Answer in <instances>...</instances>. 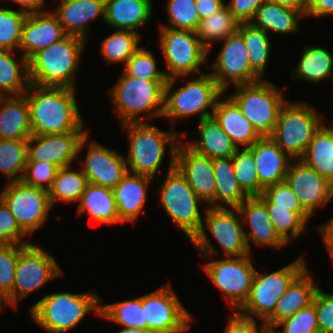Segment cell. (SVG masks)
I'll list each match as a JSON object with an SVG mask.
<instances>
[{"instance_id":"1","label":"cell","mask_w":333,"mask_h":333,"mask_svg":"<svg viewBox=\"0 0 333 333\" xmlns=\"http://www.w3.org/2000/svg\"><path fill=\"white\" fill-rule=\"evenodd\" d=\"M75 89L30 84L24 93L33 135L89 132L84 128Z\"/></svg>"},{"instance_id":"2","label":"cell","mask_w":333,"mask_h":333,"mask_svg":"<svg viewBox=\"0 0 333 333\" xmlns=\"http://www.w3.org/2000/svg\"><path fill=\"white\" fill-rule=\"evenodd\" d=\"M87 40L66 35L60 41L35 53L29 60V79L38 86L75 89L76 74Z\"/></svg>"},{"instance_id":"3","label":"cell","mask_w":333,"mask_h":333,"mask_svg":"<svg viewBox=\"0 0 333 333\" xmlns=\"http://www.w3.org/2000/svg\"><path fill=\"white\" fill-rule=\"evenodd\" d=\"M32 320L48 333H68L90 311L100 317L101 298L91 290L85 293L46 294L29 307Z\"/></svg>"},{"instance_id":"4","label":"cell","mask_w":333,"mask_h":333,"mask_svg":"<svg viewBox=\"0 0 333 333\" xmlns=\"http://www.w3.org/2000/svg\"><path fill=\"white\" fill-rule=\"evenodd\" d=\"M167 80H144L128 75L124 70L109 90L110 100L121 119L120 123L144 122L163 116ZM145 113L144 118L139 117Z\"/></svg>"},{"instance_id":"5","label":"cell","mask_w":333,"mask_h":333,"mask_svg":"<svg viewBox=\"0 0 333 333\" xmlns=\"http://www.w3.org/2000/svg\"><path fill=\"white\" fill-rule=\"evenodd\" d=\"M128 131L129 150L126 162L128 172L157 178V172L162 166L166 156V147L177 150L178 137L186 135V132L163 131L155 125L144 122H129L122 124ZM181 135V136H180Z\"/></svg>"},{"instance_id":"6","label":"cell","mask_w":333,"mask_h":333,"mask_svg":"<svg viewBox=\"0 0 333 333\" xmlns=\"http://www.w3.org/2000/svg\"><path fill=\"white\" fill-rule=\"evenodd\" d=\"M177 80L178 77L169 78L165 84L162 118L166 117L170 120L171 128H174V122L177 119L180 121V119L196 115L201 121L211 117L218 98L225 92L210 73L199 74L198 77L187 81L181 88L173 89ZM209 109L212 112H209Z\"/></svg>"},{"instance_id":"7","label":"cell","mask_w":333,"mask_h":333,"mask_svg":"<svg viewBox=\"0 0 333 333\" xmlns=\"http://www.w3.org/2000/svg\"><path fill=\"white\" fill-rule=\"evenodd\" d=\"M176 151H169L170 164L166 178L158 189L159 202L173 223L191 241L200 231L204 220L199 210V202L202 200L175 167Z\"/></svg>"},{"instance_id":"8","label":"cell","mask_w":333,"mask_h":333,"mask_svg":"<svg viewBox=\"0 0 333 333\" xmlns=\"http://www.w3.org/2000/svg\"><path fill=\"white\" fill-rule=\"evenodd\" d=\"M233 212H236L234 214ZM205 222L202 223L198 234L190 241L199 255L209 257L220 256L213 248L205 229L221 246L225 257H243L251 255L245 238L244 227L240 221L241 215L237 208L205 207ZM211 256V257H210Z\"/></svg>"},{"instance_id":"9","label":"cell","mask_w":333,"mask_h":333,"mask_svg":"<svg viewBox=\"0 0 333 333\" xmlns=\"http://www.w3.org/2000/svg\"><path fill=\"white\" fill-rule=\"evenodd\" d=\"M236 88L237 91L229 97L261 137L271 136L281 108L286 103L283 90L265 79L236 85Z\"/></svg>"},{"instance_id":"10","label":"cell","mask_w":333,"mask_h":333,"mask_svg":"<svg viewBox=\"0 0 333 333\" xmlns=\"http://www.w3.org/2000/svg\"><path fill=\"white\" fill-rule=\"evenodd\" d=\"M322 117L305 102L286 100L270 137L290 158L300 159L314 133L324 123Z\"/></svg>"},{"instance_id":"11","label":"cell","mask_w":333,"mask_h":333,"mask_svg":"<svg viewBox=\"0 0 333 333\" xmlns=\"http://www.w3.org/2000/svg\"><path fill=\"white\" fill-rule=\"evenodd\" d=\"M300 256L293 262L272 273L256 271L249 298L238 312L252 319L266 322L274 313L276 304L291 282L306 268Z\"/></svg>"},{"instance_id":"12","label":"cell","mask_w":333,"mask_h":333,"mask_svg":"<svg viewBox=\"0 0 333 333\" xmlns=\"http://www.w3.org/2000/svg\"><path fill=\"white\" fill-rule=\"evenodd\" d=\"M63 274L55 258L43 247L27 244L18 255L13 290L7 297L8 305L16 307L18 301Z\"/></svg>"},{"instance_id":"13","label":"cell","mask_w":333,"mask_h":333,"mask_svg":"<svg viewBox=\"0 0 333 333\" xmlns=\"http://www.w3.org/2000/svg\"><path fill=\"white\" fill-rule=\"evenodd\" d=\"M160 29V48L167 70V78L202 74L200 66L208 59L209 51L200 42L196 32L189 30Z\"/></svg>"},{"instance_id":"14","label":"cell","mask_w":333,"mask_h":333,"mask_svg":"<svg viewBox=\"0 0 333 333\" xmlns=\"http://www.w3.org/2000/svg\"><path fill=\"white\" fill-rule=\"evenodd\" d=\"M250 255L211 260L203 270L216 287L225 295L232 310H239L250 296L256 269Z\"/></svg>"},{"instance_id":"15","label":"cell","mask_w":333,"mask_h":333,"mask_svg":"<svg viewBox=\"0 0 333 333\" xmlns=\"http://www.w3.org/2000/svg\"><path fill=\"white\" fill-rule=\"evenodd\" d=\"M0 198L28 236L44 225L53 208L47 190L26 184L22 180L7 182L0 192Z\"/></svg>"},{"instance_id":"16","label":"cell","mask_w":333,"mask_h":333,"mask_svg":"<svg viewBox=\"0 0 333 333\" xmlns=\"http://www.w3.org/2000/svg\"><path fill=\"white\" fill-rule=\"evenodd\" d=\"M147 329L155 333H184L192 315L178 299L170 284L141 296Z\"/></svg>"},{"instance_id":"17","label":"cell","mask_w":333,"mask_h":333,"mask_svg":"<svg viewBox=\"0 0 333 333\" xmlns=\"http://www.w3.org/2000/svg\"><path fill=\"white\" fill-rule=\"evenodd\" d=\"M220 42L223 45L211 65L213 71L210 75L224 92L231 83L236 86L262 80L251 68L244 37L239 31Z\"/></svg>"},{"instance_id":"18","label":"cell","mask_w":333,"mask_h":333,"mask_svg":"<svg viewBox=\"0 0 333 333\" xmlns=\"http://www.w3.org/2000/svg\"><path fill=\"white\" fill-rule=\"evenodd\" d=\"M89 132L31 135L28 138L27 161L51 163L58 168L72 166L87 144ZM36 144V145H35Z\"/></svg>"},{"instance_id":"19","label":"cell","mask_w":333,"mask_h":333,"mask_svg":"<svg viewBox=\"0 0 333 333\" xmlns=\"http://www.w3.org/2000/svg\"><path fill=\"white\" fill-rule=\"evenodd\" d=\"M285 180L311 216L333 198V184L300 159L290 162Z\"/></svg>"},{"instance_id":"20","label":"cell","mask_w":333,"mask_h":333,"mask_svg":"<svg viewBox=\"0 0 333 333\" xmlns=\"http://www.w3.org/2000/svg\"><path fill=\"white\" fill-rule=\"evenodd\" d=\"M175 167L186 178L196 195L203 202L210 204L209 207L215 208L216 181L213 159L197 153L181 141L176 151Z\"/></svg>"},{"instance_id":"21","label":"cell","mask_w":333,"mask_h":333,"mask_svg":"<svg viewBox=\"0 0 333 333\" xmlns=\"http://www.w3.org/2000/svg\"><path fill=\"white\" fill-rule=\"evenodd\" d=\"M87 148V156L81 161L87 181L113 189L128 172L124 155L95 141H91Z\"/></svg>"},{"instance_id":"22","label":"cell","mask_w":333,"mask_h":333,"mask_svg":"<svg viewBox=\"0 0 333 333\" xmlns=\"http://www.w3.org/2000/svg\"><path fill=\"white\" fill-rule=\"evenodd\" d=\"M67 34L58 17L50 10L27 14L22 26L19 46L23 56L29 60L38 51L60 41Z\"/></svg>"},{"instance_id":"23","label":"cell","mask_w":333,"mask_h":333,"mask_svg":"<svg viewBox=\"0 0 333 333\" xmlns=\"http://www.w3.org/2000/svg\"><path fill=\"white\" fill-rule=\"evenodd\" d=\"M244 224L250 226L248 232L244 231L247 246L251 252V240L256 245L280 249L287 243L276 232L274 225L267 213L266 204L258 197H247L246 200L237 208Z\"/></svg>"},{"instance_id":"24","label":"cell","mask_w":333,"mask_h":333,"mask_svg":"<svg viewBox=\"0 0 333 333\" xmlns=\"http://www.w3.org/2000/svg\"><path fill=\"white\" fill-rule=\"evenodd\" d=\"M53 13L67 35L87 40L89 22L97 17L105 20V0H61Z\"/></svg>"},{"instance_id":"25","label":"cell","mask_w":333,"mask_h":333,"mask_svg":"<svg viewBox=\"0 0 333 333\" xmlns=\"http://www.w3.org/2000/svg\"><path fill=\"white\" fill-rule=\"evenodd\" d=\"M248 149L253 153L259 183L264 188L285 180L293 159L270 136L260 137Z\"/></svg>"},{"instance_id":"26","label":"cell","mask_w":333,"mask_h":333,"mask_svg":"<svg viewBox=\"0 0 333 333\" xmlns=\"http://www.w3.org/2000/svg\"><path fill=\"white\" fill-rule=\"evenodd\" d=\"M154 178L146 175L127 172L122 180L113 188L117 211L121 223H136L143 212L147 200V189Z\"/></svg>"},{"instance_id":"27","label":"cell","mask_w":333,"mask_h":333,"mask_svg":"<svg viewBox=\"0 0 333 333\" xmlns=\"http://www.w3.org/2000/svg\"><path fill=\"white\" fill-rule=\"evenodd\" d=\"M311 276L306 267L287 287L278 300L273 315L265 322L269 330H272L280 321L312 304L318 287Z\"/></svg>"},{"instance_id":"28","label":"cell","mask_w":333,"mask_h":333,"mask_svg":"<svg viewBox=\"0 0 333 333\" xmlns=\"http://www.w3.org/2000/svg\"><path fill=\"white\" fill-rule=\"evenodd\" d=\"M220 99L221 96L215 104L212 116L237 148L240 146L243 148L251 147L261 136L229 96L223 100Z\"/></svg>"},{"instance_id":"29","label":"cell","mask_w":333,"mask_h":333,"mask_svg":"<svg viewBox=\"0 0 333 333\" xmlns=\"http://www.w3.org/2000/svg\"><path fill=\"white\" fill-rule=\"evenodd\" d=\"M152 0H105L104 23L116 30L138 32L152 17Z\"/></svg>"},{"instance_id":"30","label":"cell","mask_w":333,"mask_h":333,"mask_svg":"<svg viewBox=\"0 0 333 333\" xmlns=\"http://www.w3.org/2000/svg\"><path fill=\"white\" fill-rule=\"evenodd\" d=\"M31 135L25 94L0 96V139H28Z\"/></svg>"},{"instance_id":"31","label":"cell","mask_w":333,"mask_h":333,"mask_svg":"<svg viewBox=\"0 0 333 333\" xmlns=\"http://www.w3.org/2000/svg\"><path fill=\"white\" fill-rule=\"evenodd\" d=\"M88 214L99 224H118L120 217L117 211L113 189L89 183L86 185L77 210V214Z\"/></svg>"},{"instance_id":"32","label":"cell","mask_w":333,"mask_h":333,"mask_svg":"<svg viewBox=\"0 0 333 333\" xmlns=\"http://www.w3.org/2000/svg\"><path fill=\"white\" fill-rule=\"evenodd\" d=\"M305 14L298 9L280 5L274 2L264 1L256 10L250 23L263 29L268 34H294L299 30L298 19Z\"/></svg>"},{"instance_id":"33","label":"cell","mask_w":333,"mask_h":333,"mask_svg":"<svg viewBox=\"0 0 333 333\" xmlns=\"http://www.w3.org/2000/svg\"><path fill=\"white\" fill-rule=\"evenodd\" d=\"M199 126L200 139L185 142L191 149L212 159L232 157L235 154L237 146L213 116L199 121Z\"/></svg>"},{"instance_id":"34","label":"cell","mask_w":333,"mask_h":333,"mask_svg":"<svg viewBox=\"0 0 333 333\" xmlns=\"http://www.w3.org/2000/svg\"><path fill=\"white\" fill-rule=\"evenodd\" d=\"M300 160L333 184V126L321 125Z\"/></svg>"},{"instance_id":"35","label":"cell","mask_w":333,"mask_h":333,"mask_svg":"<svg viewBox=\"0 0 333 333\" xmlns=\"http://www.w3.org/2000/svg\"><path fill=\"white\" fill-rule=\"evenodd\" d=\"M213 167L216 181L215 208H238L248 196L242 191L235 176L232 157L213 159Z\"/></svg>"},{"instance_id":"36","label":"cell","mask_w":333,"mask_h":333,"mask_svg":"<svg viewBox=\"0 0 333 333\" xmlns=\"http://www.w3.org/2000/svg\"><path fill=\"white\" fill-rule=\"evenodd\" d=\"M13 52L0 50V96L22 95L31 84L28 60L23 55L15 60Z\"/></svg>"},{"instance_id":"37","label":"cell","mask_w":333,"mask_h":333,"mask_svg":"<svg viewBox=\"0 0 333 333\" xmlns=\"http://www.w3.org/2000/svg\"><path fill=\"white\" fill-rule=\"evenodd\" d=\"M303 49L291 78L317 83L333 76V56L327 49L314 45Z\"/></svg>"},{"instance_id":"38","label":"cell","mask_w":333,"mask_h":333,"mask_svg":"<svg viewBox=\"0 0 333 333\" xmlns=\"http://www.w3.org/2000/svg\"><path fill=\"white\" fill-rule=\"evenodd\" d=\"M78 169V171L73 170V165L58 169L52 186L48 190L52 207L58 201L66 204L79 202L88 181L81 168Z\"/></svg>"},{"instance_id":"39","label":"cell","mask_w":333,"mask_h":333,"mask_svg":"<svg viewBox=\"0 0 333 333\" xmlns=\"http://www.w3.org/2000/svg\"><path fill=\"white\" fill-rule=\"evenodd\" d=\"M240 22L225 5L222 9L200 20L196 34L200 42L211 50L212 44L224 40L239 29Z\"/></svg>"},{"instance_id":"40","label":"cell","mask_w":333,"mask_h":333,"mask_svg":"<svg viewBox=\"0 0 333 333\" xmlns=\"http://www.w3.org/2000/svg\"><path fill=\"white\" fill-rule=\"evenodd\" d=\"M238 31L243 35L251 68L263 79L271 54L269 34L249 23H240Z\"/></svg>"},{"instance_id":"41","label":"cell","mask_w":333,"mask_h":333,"mask_svg":"<svg viewBox=\"0 0 333 333\" xmlns=\"http://www.w3.org/2000/svg\"><path fill=\"white\" fill-rule=\"evenodd\" d=\"M102 302L103 298H101V318L113 321L121 327L147 329L141 296L111 304Z\"/></svg>"},{"instance_id":"42","label":"cell","mask_w":333,"mask_h":333,"mask_svg":"<svg viewBox=\"0 0 333 333\" xmlns=\"http://www.w3.org/2000/svg\"><path fill=\"white\" fill-rule=\"evenodd\" d=\"M141 36L129 30H116L101 42L100 54L107 63L126 64L140 47Z\"/></svg>"},{"instance_id":"43","label":"cell","mask_w":333,"mask_h":333,"mask_svg":"<svg viewBox=\"0 0 333 333\" xmlns=\"http://www.w3.org/2000/svg\"><path fill=\"white\" fill-rule=\"evenodd\" d=\"M27 146L28 139H0V172L8 178L7 182L22 179L27 164Z\"/></svg>"},{"instance_id":"44","label":"cell","mask_w":333,"mask_h":333,"mask_svg":"<svg viewBox=\"0 0 333 333\" xmlns=\"http://www.w3.org/2000/svg\"><path fill=\"white\" fill-rule=\"evenodd\" d=\"M267 207V213L279 236L288 244L291 240L298 239L303 233L307 222L295 211L288 208L276 207L263 194L258 196Z\"/></svg>"},{"instance_id":"45","label":"cell","mask_w":333,"mask_h":333,"mask_svg":"<svg viewBox=\"0 0 333 333\" xmlns=\"http://www.w3.org/2000/svg\"><path fill=\"white\" fill-rule=\"evenodd\" d=\"M235 176L242 191L248 196H260L264 187L259 183L253 153L248 148H238L232 156Z\"/></svg>"},{"instance_id":"46","label":"cell","mask_w":333,"mask_h":333,"mask_svg":"<svg viewBox=\"0 0 333 333\" xmlns=\"http://www.w3.org/2000/svg\"><path fill=\"white\" fill-rule=\"evenodd\" d=\"M166 3L169 24H161L160 27L196 32L201 20L196 0H167Z\"/></svg>"},{"instance_id":"47","label":"cell","mask_w":333,"mask_h":333,"mask_svg":"<svg viewBox=\"0 0 333 333\" xmlns=\"http://www.w3.org/2000/svg\"><path fill=\"white\" fill-rule=\"evenodd\" d=\"M26 16L20 9L0 8V50L19 51Z\"/></svg>"},{"instance_id":"48","label":"cell","mask_w":333,"mask_h":333,"mask_svg":"<svg viewBox=\"0 0 333 333\" xmlns=\"http://www.w3.org/2000/svg\"><path fill=\"white\" fill-rule=\"evenodd\" d=\"M157 63L153 53L141 46L128 59L123 70L128 75L144 80H168L165 71L157 69Z\"/></svg>"},{"instance_id":"49","label":"cell","mask_w":333,"mask_h":333,"mask_svg":"<svg viewBox=\"0 0 333 333\" xmlns=\"http://www.w3.org/2000/svg\"><path fill=\"white\" fill-rule=\"evenodd\" d=\"M276 207L288 208L297 212L306 222L312 217L301 205L299 198L288 185L286 180L264 188L262 193Z\"/></svg>"},{"instance_id":"50","label":"cell","mask_w":333,"mask_h":333,"mask_svg":"<svg viewBox=\"0 0 333 333\" xmlns=\"http://www.w3.org/2000/svg\"><path fill=\"white\" fill-rule=\"evenodd\" d=\"M26 245H0V292L6 298L13 290L18 255Z\"/></svg>"},{"instance_id":"51","label":"cell","mask_w":333,"mask_h":333,"mask_svg":"<svg viewBox=\"0 0 333 333\" xmlns=\"http://www.w3.org/2000/svg\"><path fill=\"white\" fill-rule=\"evenodd\" d=\"M283 326L282 333H319L314 304H310L291 317L286 318L270 330L271 333H281L277 329Z\"/></svg>"},{"instance_id":"52","label":"cell","mask_w":333,"mask_h":333,"mask_svg":"<svg viewBox=\"0 0 333 333\" xmlns=\"http://www.w3.org/2000/svg\"><path fill=\"white\" fill-rule=\"evenodd\" d=\"M58 167L47 162L27 161L22 181L26 184L49 190L58 172Z\"/></svg>"},{"instance_id":"53","label":"cell","mask_w":333,"mask_h":333,"mask_svg":"<svg viewBox=\"0 0 333 333\" xmlns=\"http://www.w3.org/2000/svg\"><path fill=\"white\" fill-rule=\"evenodd\" d=\"M28 235L19 227L15 216L0 198V245L30 244L24 240ZM23 237V238H22Z\"/></svg>"},{"instance_id":"54","label":"cell","mask_w":333,"mask_h":333,"mask_svg":"<svg viewBox=\"0 0 333 333\" xmlns=\"http://www.w3.org/2000/svg\"><path fill=\"white\" fill-rule=\"evenodd\" d=\"M314 304L319 333H333V293L317 289Z\"/></svg>"},{"instance_id":"55","label":"cell","mask_w":333,"mask_h":333,"mask_svg":"<svg viewBox=\"0 0 333 333\" xmlns=\"http://www.w3.org/2000/svg\"><path fill=\"white\" fill-rule=\"evenodd\" d=\"M257 325L255 319L245 317L235 311L230 315L224 331L225 333H270L265 322H262L261 327Z\"/></svg>"},{"instance_id":"56","label":"cell","mask_w":333,"mask_h":333,"mask_svg":"<svg viewBox=\"0 0 333 333\" xmlns=\"http://www.w3.org/2000/svg\"><path fill=\"white\" fill-rule=\"evenodd\" d=\"M264 1L266 0H231L226 6L240 23H249Z\"/></svg>"},{"instance_id":"57","label":"cell","mask_w":333,"mask_h":333,"mask_svg":"<svg viewBox=\"0 0 333 333\" xmlns=\"http://www.w3.org/2000/svg\"><path fill=\"white\" fill-rule=\"evenodd\" d=\"M333 15V0H309L305 17H323Z\"/></svg>"},{"instance_id":"58","label":"cell","mask_w":333,"mask_h":333,"mask_svg":"<svg viewBox=\"0 0 333 333\" xmlns=\"http://www.w3.org/2000/svg\"><path fill=\"white\" fill-rule=\"evenodd\" d=\"M195 4L201 19L209 17L226 5L223 0H196Z\"/></svg>"},{"instance_id":"59","label":"cell","mask_w":333,"mask_h":333,"mask_svg":"<svg viewBox=\"0 0 333 333\" xmlns=\"http://www.w3.org/2000/svg\"><path fill=\"white\" fill-rule=\"evenodd\" d=\"M317 230L322 236L326 249L333 262V218H331L325 225L323 224L317 227Z\"/></svg>"},{"instance_id":"60","label":"cell","mask_w":333,"mask_h":333,"mask_svg":"<svg viewBox=\"0 0 333 333\" xmlns=\"http://www.w3.org/2000/svg\"><path fill=\"white\" fill-rule=\"evenodd\" d=\"M13 3H17L20 6V10L30 14V13H40L45 12V2L46 0H9Z\"/></svg>"},{"instance_id":"61","label":"cell","mask_w":333,"mask_h":333,"mask_svg":"<svg viewBox=\"0 0 333 333\" xmlns=\"http://www.w3.org/2000/svg\"><path fill=\"white\" fill-rule=\"evenodd\" d=\"M269 2H274L280 5L292 7L298 10H301L304 14L308 7L309 0H266Z\"/></svg>"},{"instance_id":"62","label":"cell","mask_w":333,"mask_h":333,"mask_svg":"<svg viewBox=\"0 0 333 333\" xmlns=\"http://www.w3.org/2000/svg\"><path fill=\"white\" fill-rule=\"evenodd\" d=\"M117 333H155L149 329H139V328H126L122 327Z\"/></svg>"},{"instance_id":"63","label":"cell","mask_w":333,"mask_h":333,"mask_svg":"<svg viewBox=\"0 0 333 333\" xmlns=\"http://www.w3.org/2000/svg\"><path fill=\"white\" fill-rule=\"evenodd\" d=\"M3 302L8 305L7 298L0 292V312L3 311Z\"/></svg>"}]
</instances>
